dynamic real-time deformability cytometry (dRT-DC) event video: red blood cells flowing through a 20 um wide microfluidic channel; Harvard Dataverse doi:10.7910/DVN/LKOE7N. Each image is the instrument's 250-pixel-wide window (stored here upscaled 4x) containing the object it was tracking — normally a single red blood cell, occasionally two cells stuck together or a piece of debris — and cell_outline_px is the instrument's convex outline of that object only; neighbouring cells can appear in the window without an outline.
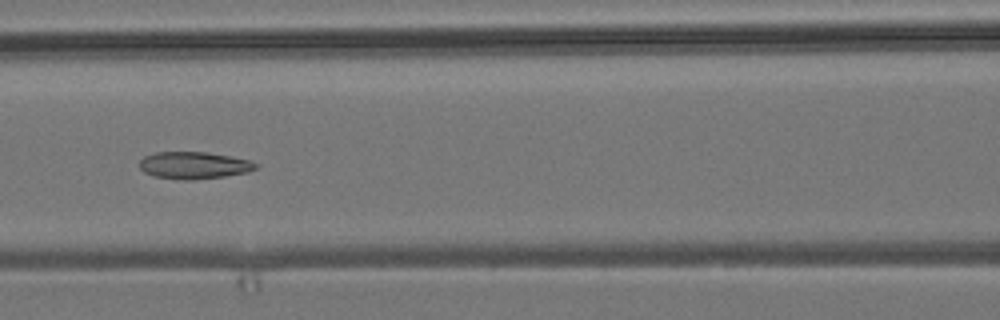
{"species": "common noctule bat (a hibernating species)", "species_latin": "Nyctalus noctula", "temperature_condition": "room temperature", "stored_images_in_passage": 10, "camera_frame_rate_fps": 3000, "um_per_image_px": 0.085, "animal": {"sex": "male", "body_mass_g": 19.2, "forearm_length_mm": 51.8}, "frame": {"image": 1, "passage_image": 7, "time_ms": 7.0, "image_size_px": [1000, 320], "cell_outline_px": [[260, 164], [256, 168], [248, 172], [224, 176], [192, 180], [184, 180], [152, 176], [144, 172], [140, 168], [140, 160], [144, 156], [156, 152], [208, 152], [248, 160]], "centroid_in_image_um": [16.47, 14.05], "position_along_channel_um": 150.1, "area_um2": 18.32}}
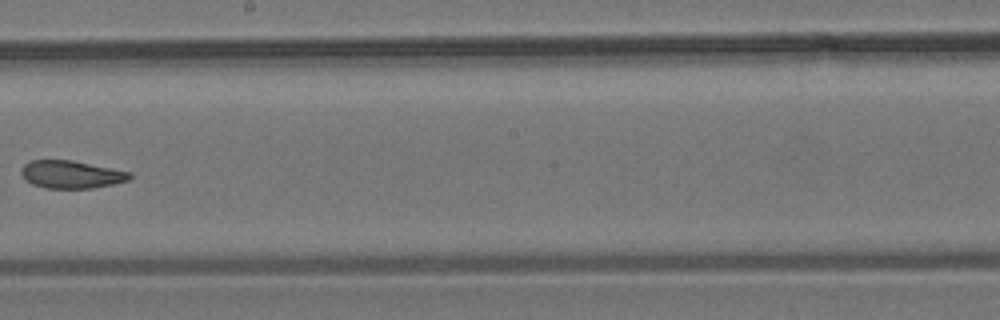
{"frame": {"image": 2, "passage_image": 9, "time_ms": 9.333, "image_size_px": [1000, 320], "cell_outline_px": [[132, 176], [128, 180], [112, 184], [92, 188], [44, 188], [32, 184], [20, 172], [20, 168], [24, 164], [32, 160], [72, 160], [132, 172]], "centroid_in_image_um": [6.06, 14.82], "position_along_channel_um": 242.1, "area_um2": 17.46}}
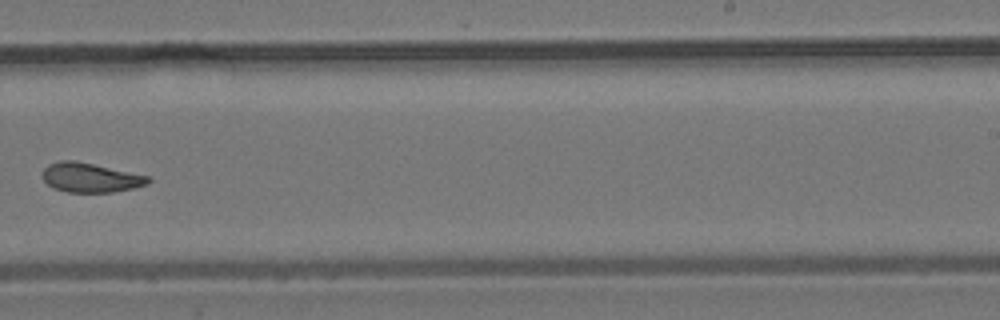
{"frame": {"image": 3, "passage_image": 10, "time_ms": 10.333, "image_size_px": [1000, 320], "cell_outline_px": [[152, 180], [148, 184], [132, 188], [112, 192], [68, 192], [52, 188], [44, 180], [44, 168], [48, 164], [60, 160], [72, 160], [92, 164], [148, 176]], "centroid_in_image_um": [7.67, 15.1], "position_along_channel_um": 281.3, "area_um2": 17.8}}